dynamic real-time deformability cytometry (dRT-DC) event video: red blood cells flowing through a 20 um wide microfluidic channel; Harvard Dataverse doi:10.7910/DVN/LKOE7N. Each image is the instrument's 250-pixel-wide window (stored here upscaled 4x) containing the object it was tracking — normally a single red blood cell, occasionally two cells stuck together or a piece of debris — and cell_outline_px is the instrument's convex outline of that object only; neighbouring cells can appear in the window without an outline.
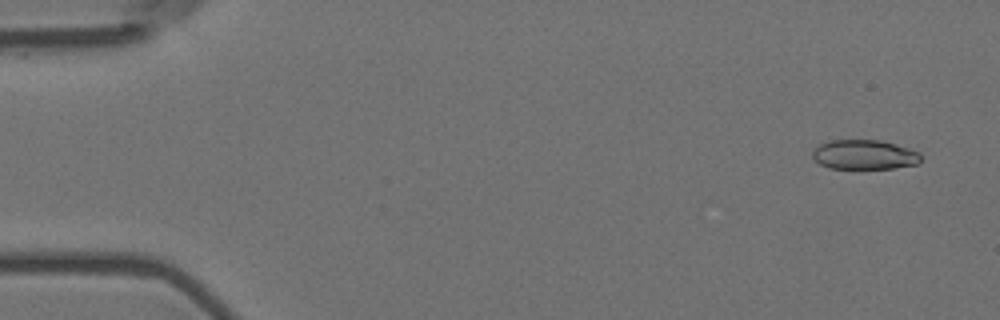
{"species": "Egyptian fruit bat (a non-hibernating species)", "species_latin": "Rousettus aegyptiacus", "temperature_condition": "room temperature", "stored_images_in_passage": 3, "camera_frame_rate_fps": 3000, "um_per_image_px": 0.085, "animal": {"sex": "female"}, "frame": {"image": 1, "passage_image": 1, "time_ms": 0.0, "image_size_px": [1000, 320], "cell_outline_px": [[920, 160], [916, 164], [892, 168], [828, 168], [820, 164], [812, 156], [812, 152], [820, 144], [832, 140], [880, 140], [908, 148], [920, 152]], "centroid_in_image_um": [73.46, 13.14], "position_along_channel_um": 11.5, "area_um2": 18.44}}